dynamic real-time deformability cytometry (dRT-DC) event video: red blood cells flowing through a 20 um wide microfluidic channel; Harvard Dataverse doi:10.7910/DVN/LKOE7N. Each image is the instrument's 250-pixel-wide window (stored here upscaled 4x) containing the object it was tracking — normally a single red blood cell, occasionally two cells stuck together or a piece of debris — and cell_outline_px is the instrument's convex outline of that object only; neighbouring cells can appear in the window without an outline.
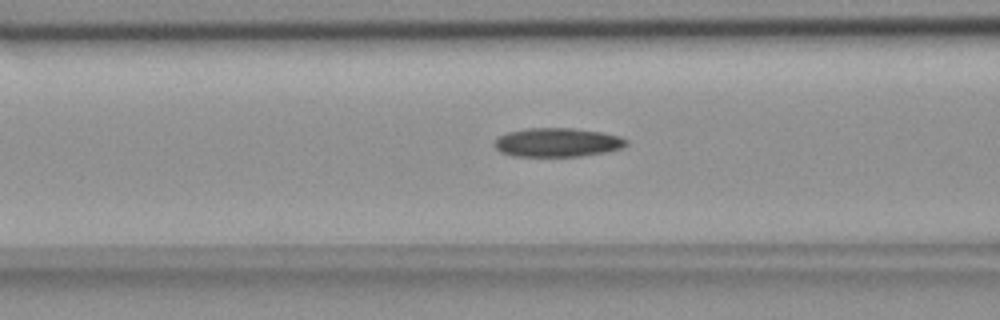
{"species": "common noctule bat (a hibernating species)", "species_latin": "Nyctalus noctula", "temperature_condition": "room temperature", "stored_images_in_passage": 55, "camera_frame_rate_fps": 3000, "um_per_image_px": 0.085, "animal": {"sex": "female", "body_mass_g": 18.4}, "frame": {"image": 1, "passage_image": 22, "time_ms": 7.0, "image_size_px": [1000, 320], "cell_outline_px": [[628, 144], [620, 148], [608, 152], [580, 156], [512, 156], [500, 152], [492, 144], [500, 136], [508, 132], [528, 128], [572, 128], [600, 132], [620, 136], [628, 140]], "centroid_in_image_um": [47.38, 12.11], "position_along_channel_um": 119.2, "area_um2": 22.2}}
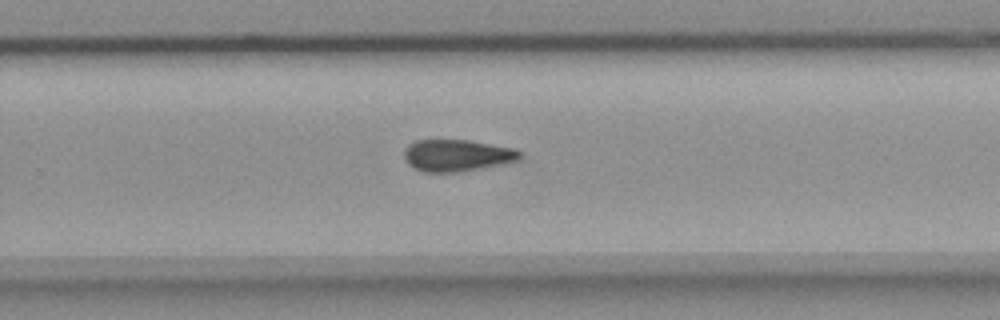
{"frame": {"image": 2, "passage_image": 36, "time_ms": 11.667, "image_size_px": [1000, 320], "cell_outline_px": [[520, 156], [516, 160], [460, 172], [424, 172], [408, 164], [404, 156], [404, 148], [408, 144], [416, 140], [468, 140], [516, 148], [520, 152]], "centroid_in_image_um": [38.79, 13.19], "position_along_channel_um": 291.0, "area_um2": 21.21}}
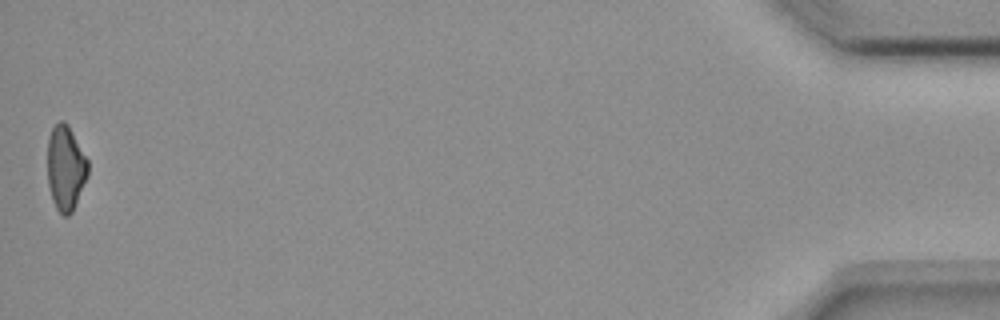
{"frame": {"image": 3, "passage_image": 55, "time_ms": 18.0, "image_size_px": [1000, 320], "cell_outline_px": [[88, 176], [72, 212], [68, 216], [64, 216], [56, 208], [52, 200], [48, 184], [48, 136], [52, 128], [60, 120], [64, 120], [68, 124], [88, 160]], "centroid_in_image_um": [5.58, 14.27], "position_along_channel_um": 429.6, "area_um2": 20.06}}